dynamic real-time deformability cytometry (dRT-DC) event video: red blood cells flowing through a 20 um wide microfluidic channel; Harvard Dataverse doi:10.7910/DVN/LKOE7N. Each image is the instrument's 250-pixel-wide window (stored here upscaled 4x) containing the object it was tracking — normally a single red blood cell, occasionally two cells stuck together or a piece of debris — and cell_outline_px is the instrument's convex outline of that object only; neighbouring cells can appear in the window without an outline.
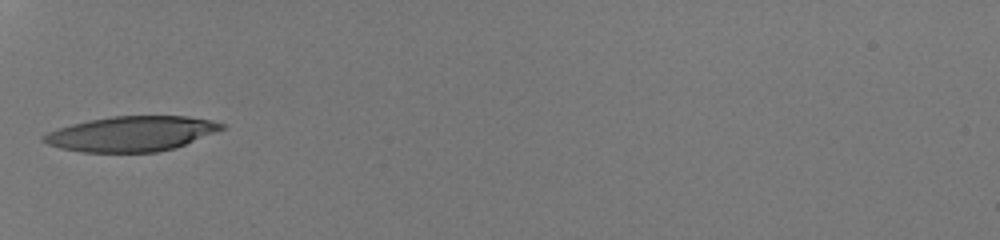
{"species": "human", "species_latin": "Homo sapiens", "temperature_condition": "room temperature", "stored_images_in_passage": 31, "camera_frame_rate_fps": 3000, "um_per_image_px": 0.085, "donor": {"sex": "male"}, "frame": {"image": 1, "passage_image": 1, "time_ms": 0.0, "image_size_px": [1000, 240], "cell_outline_px": [[224, 128], [176, 148], [156, 152], [80, 152], [60, 148], [48, 144], [40, 140], [40, 136], [48, 132], [72, 124], [88, 120], [112, 116], [188, 116], [212, 120], [224, 124]], "centroid_in_image_um": [11.14, 11.37], "position_along_channel_um": 73.9, "area_um2": 36.3}}
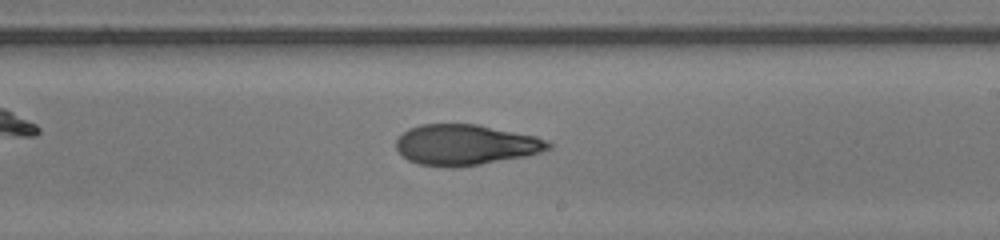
{"frame": {"image": 2, "passage_image": 14, "time_ms": 4.333, "image_size_px": [1000, 240], "cell_outline_px": [[552, 148], [540, 152], [524, 156], [480, 164], [456, 168], [448, 168], [420, 164], [408, 160], [396, 148], [396, 140], [408, 128], [420, 124], [476, 124], [536, 136], [548, 140], [552, 144]], "centroid_in_image_um": [39.57, 12.31], "position_along_channel_um": 249.4, "area_um2": 36.01}}
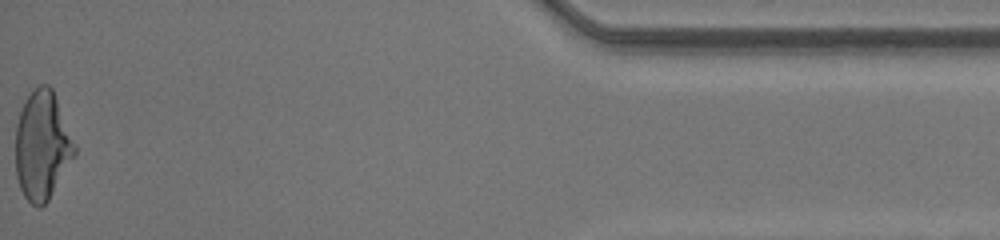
{"frame": {"image": 3, "passage_image": 31, "time_ms": 10.0, "image_size_px": [1000, 240], "cell_outline_px": [[76, 152], [48, 200], [40, 208], [36, 208], [24, 196], [20, 188], [16, 176], [16, 124], [20, 112], [32, 88], [40, 84], [48, 84], [52, 88], [76, 148]], "centroid_in_image_um": [3.56, 12.37], "position_along_channel_um": 431.6, "area_um2": 36.88}, "authors_computed_cell_mechanics": {"area_um2": 36.4718, "velocity_mm_per_s": 4.2656, "shape_relaxation_time_tau1_ms": null, "shape_relaxation_time_tau2_ms": 3.0471, "deformation_change_tau1": null, "deformation_change_tau2": 0.1107}}